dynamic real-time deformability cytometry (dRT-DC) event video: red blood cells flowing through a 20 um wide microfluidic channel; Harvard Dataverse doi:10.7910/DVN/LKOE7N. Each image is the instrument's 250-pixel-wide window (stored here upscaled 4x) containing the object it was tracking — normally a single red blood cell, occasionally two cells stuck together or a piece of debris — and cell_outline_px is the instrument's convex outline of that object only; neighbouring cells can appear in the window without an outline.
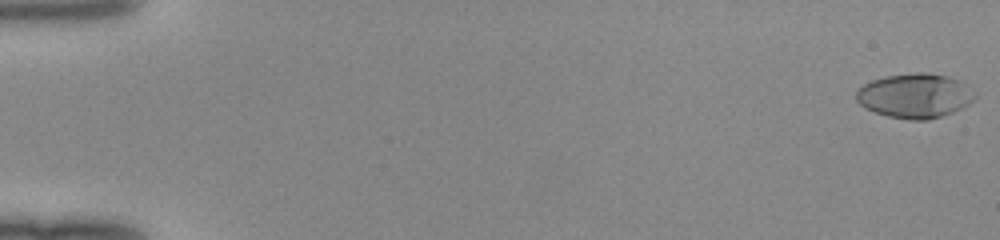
{"species": "human", "species_latin": "Homo sapiens", "temperature_condition": "room temperature", "stored_images_in_passage": 50, "camera_frame_rate_fps": 3000, "um_per_image_px": 0.085, "donor": {"sex": "female"}, "frame": {"image": 1, "passage_image": 1, "time_ms": 0.0, "image_size_px": [1000, 240], "cell_outline_px": [[976, 96], [968, 104], [952, 112], [928, 120], [908, 120], [888, 116], [864, 108], [856, 100], [856, 92], [864, 84], [872, 80], [884, 76], [916, 72], [924, 72], [948, 76], [964, 84]], "centroid_in_image_um": [77.71, 8.14], "position_along_channel_um": 7.3, "area_um2": 30.46}}
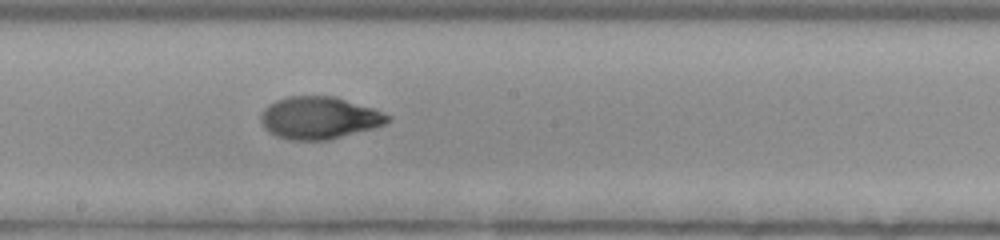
{"frame": {"image": 2, "passage_image": 29, "time_ms": 9.333, "image_size_px": [1000, 240], "cell_outline_px": [[392, 120], [384, 124], [372, 128], [328, 140], [288, 140], [276, 136], [268, 132], [264, 128], [260, 120], [260, 112], [268, 104], [276, 100], [288, 96], [332, 96], [372, 108], [392, 116]], "centroid_in_image_um": [27.08, 10.02], "position_along_channel_um": 221.1, "area_um2": 31.27}}
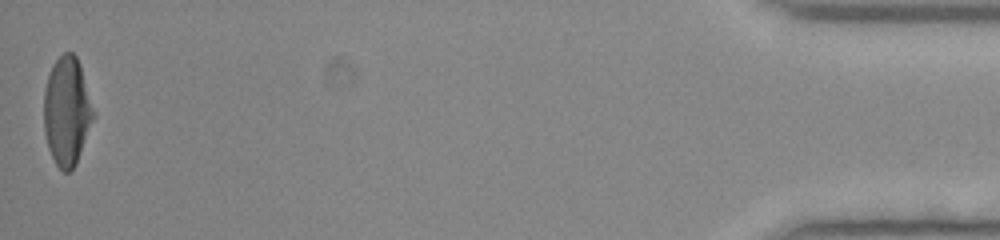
{"frame": {"image": 3, "passage_image": 50, "time_ms": 16.333, "image_size_px": [1000, 240], "cell_outline_px": [[96, 116], [76, 164], [68, 172], [64, 172], [56, 164], [48, 148], [44, 132], [44, 92], [48, 76], [52, 64], [64, 52], [72, 52], [76, 56], [80, 64]], "centroid_in_image_um": [5.7, 9.45], "position_along_channel_um": 429.5, "area_um2": 31.5}}